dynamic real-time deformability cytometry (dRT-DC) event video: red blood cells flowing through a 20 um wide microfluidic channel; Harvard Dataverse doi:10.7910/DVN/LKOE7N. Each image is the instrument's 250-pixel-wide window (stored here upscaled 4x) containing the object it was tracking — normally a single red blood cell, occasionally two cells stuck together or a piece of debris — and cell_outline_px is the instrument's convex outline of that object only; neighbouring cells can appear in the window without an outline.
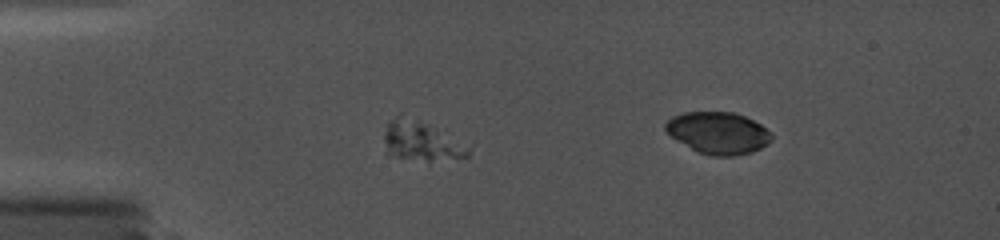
{"species": "common noctule bat (a hibernating species)", "species_latin": "Nyctalus noctula", "temperature_condition": "cold", "stored_images_in_passage": 7, "segment_of_instrument_passage": [2, 2], "camera_frame_rate_fps": 5000, "um_per_image_px": 0.085, "animal": {"sex": "female", "body_mass_g": 19.0, "forearm_length_mm": 56.7}, "frame": {"image": 1, "passage_image": 7, "time_ms": 4.2, "image_size_px": [1000, 240], "cell_outline_px": [[772, 140], [768, 144], [752, 152], [736, 156], [712, 156], [700, 152], [676, 140], [664, 128], [664, 124], [672, 116], [684, 112], [736, 112], [760, 124], [772, 132]], "centroid_in_image_um": [61.07, 11.29], "position_along_channel_um": 23.9, "area_um2": 25.89}}